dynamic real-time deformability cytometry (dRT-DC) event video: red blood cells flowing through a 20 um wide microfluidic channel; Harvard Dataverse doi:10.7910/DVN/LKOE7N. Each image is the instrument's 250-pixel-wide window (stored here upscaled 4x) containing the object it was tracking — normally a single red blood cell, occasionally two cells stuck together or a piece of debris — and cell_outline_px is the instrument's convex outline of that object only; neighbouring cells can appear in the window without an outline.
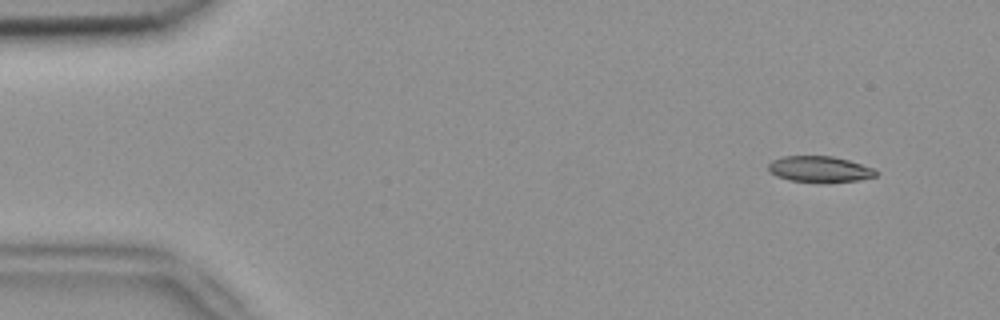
{"species": "common noctule bat (a hibernating species)", "species_latin": "Nyctalus noctula", "temperature_condition": "room temperature", "stored_images_in_passage": 5, "camera_frame_rate_fps": 3000, "um_per_image_px": 0.085, "animal": {"sex": "female", "body_mass_g": 18.4}, "frame": {"image": 1, "passage_image": 1, "time_ms": 0.0, "image_size_px": [1000, 320], "cell_outline_px": [[880, 172], [876, 176], [860, 180], [820, 184], [792, 180], [776, 176], [768, 168], [768, 164], [772, 160], [784, 156], [832, 156], [848, 160], [872, 168]], "centroid_in_image_um": [69.69, 14.4], "position_along_channel_um": 15.3, "area_um2": 16.53}}
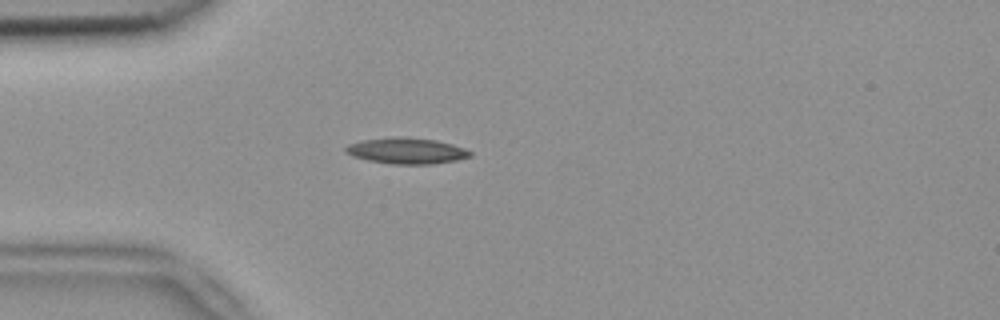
{"frame": {"image": 2, "passage_image": 4, "time_ms": 1.0, "image_size_px": [1000, 320], "cell_outline_px": [[472, 156], [456, 160], [432, 164], [392, 164], [368, 160], [352, 156], [344, 152], [344, 148], [348, 144], [360, 140], [392, 136], [400, 136], [436, 140], [452, 144], [464, 148], [472, 152]], "centroid_in_image_um": [34.52, 12.81], "position_along_channel_um": 50.5, "area_um2": 19.07}}